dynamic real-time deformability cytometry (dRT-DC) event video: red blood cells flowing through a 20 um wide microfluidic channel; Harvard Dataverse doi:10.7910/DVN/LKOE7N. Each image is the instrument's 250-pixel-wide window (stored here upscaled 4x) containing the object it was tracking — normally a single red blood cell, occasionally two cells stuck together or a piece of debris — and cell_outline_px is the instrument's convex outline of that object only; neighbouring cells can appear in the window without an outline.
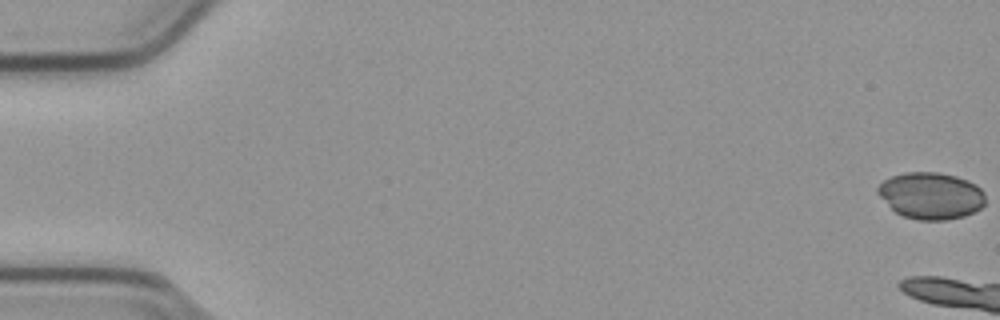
{"species": "common noctule bat (a hibernating species)", "species_latin": "Nyctalus noctula", "temperature_condition": "cold", "stored_images_in_passage": 7, "camera_frame_rate_fps": 3000, "um_per_image_px": 0.085, "animal": {"sex": "male", "body_mass_g": 23.1, "forearm_length_mm": 52.7}, "frame": {"image": 1, "passage_image": 1, "time_ms": 0.0, "image_size_px": [1000, 320], "cell_outline_px": [[984, 204], [980, 208], [964, 216], [944, 220], [920, 220], [904, 216], [896, 212], [876, 192], [876, 188], [884, 180], [892, 176], [904, 172], [940, 172], [956, 176], [968, 180], [976, 184], [984, 192]], "centroid_in_image_um": [79.13, 16.61], "position_along_channel_um": 5.9, "area_um2": 29.19}}